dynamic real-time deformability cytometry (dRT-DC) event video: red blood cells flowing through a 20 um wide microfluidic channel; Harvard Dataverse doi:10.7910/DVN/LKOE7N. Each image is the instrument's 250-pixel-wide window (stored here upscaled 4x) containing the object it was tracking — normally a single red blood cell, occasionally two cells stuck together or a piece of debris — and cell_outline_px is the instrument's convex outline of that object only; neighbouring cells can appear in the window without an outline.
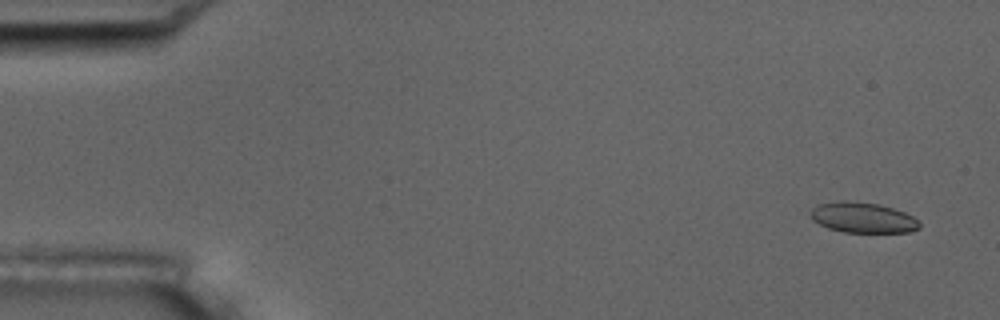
{"species": "common noctule bat (a hibernating species)", "species_latin": "Nyctalus noctula", "temperature_condition": "room temperature", "stored_images_in_passage": 4, "camera_frame_rate_fps": 3000, "um_per_image_px": 0.085, "animal": {"sex": "male", "body_mass_g": 17.5, "forearm_length_mm": 52.3}, "frame": {"image": 1, "passage_image": 1, "time_ms": 0.0, "image_size_px": [1000, 320], "cell_outline_px": [[920, 228], [912, 232], [844, 232], [828, 228], [812, 220], [808, 212], [816, 204], [836, 200], [844, 200], [880, 204], [904, 212], [912, 216], [920, 224]], "centroid_in_image_um": [73.28, 18.48], "position_along_channel_um": 11.7, "area_um2": 19.54}}